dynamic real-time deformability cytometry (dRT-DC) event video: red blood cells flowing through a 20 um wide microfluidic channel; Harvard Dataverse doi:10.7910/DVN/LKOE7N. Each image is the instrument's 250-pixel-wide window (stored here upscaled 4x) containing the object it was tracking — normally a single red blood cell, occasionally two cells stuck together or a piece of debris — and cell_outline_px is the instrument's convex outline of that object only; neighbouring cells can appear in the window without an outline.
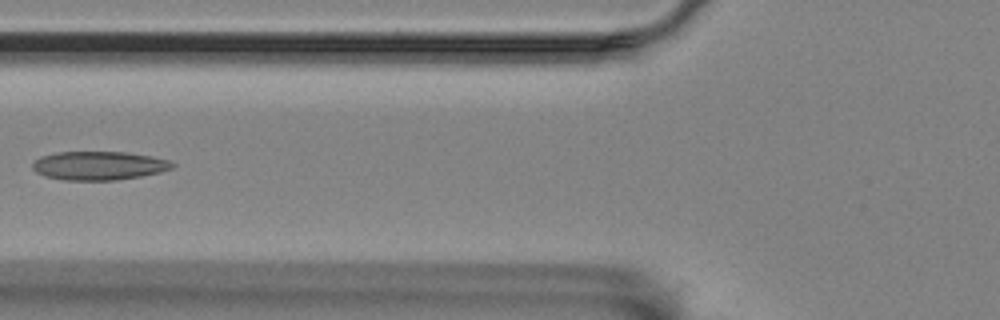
{"species": "Egyptian fruit bat (a non-hibernating species)", "species_latin": "Rousettus aegyptiacus", "temperature_condition": "room temperature", "stored_images_in_passage": 6, "camera_frame_rate_fps": 3000, "um_per_image_px": 0.085, "animal": {"sex": "female"}, "frame": {"image": 1, "passage_image": 6, "time_ms": 6.0, "image_size_px": [1000, 320], "cell_outline_px": [[176, 164], [172, 168], [160, 172], [140, 176], [116, 180], [64, 180], [44, 176], [36, 172], [32, 168], [32, 164], [40, 156], [56, 152], [128, 152], [168, 160]], "centroid_in_image_um": [8.37, 14.08], "position_along_channel_um": 117.4, "area_um2": 23.29}}